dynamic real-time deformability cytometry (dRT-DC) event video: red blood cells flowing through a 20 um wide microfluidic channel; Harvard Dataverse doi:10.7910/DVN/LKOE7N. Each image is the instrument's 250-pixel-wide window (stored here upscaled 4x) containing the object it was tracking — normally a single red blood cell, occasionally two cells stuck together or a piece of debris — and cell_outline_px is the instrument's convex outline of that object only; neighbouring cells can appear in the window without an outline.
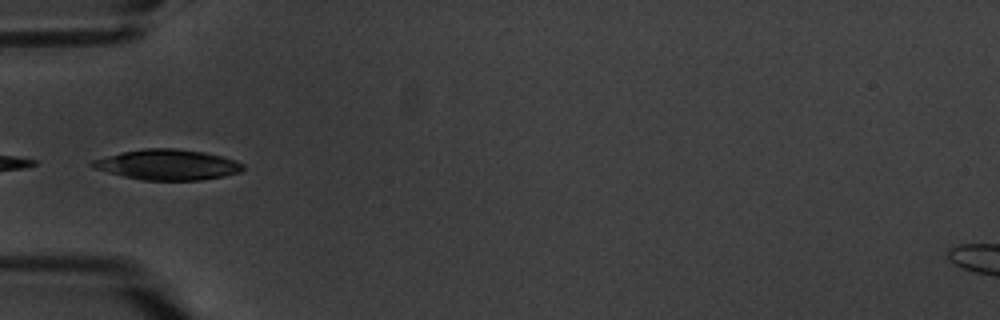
{"species": "common noctule bat (a hibernating species)", "species_latin": "Nyctalus noctula", "temperature_condition": "warm", "stored_images_in_passage": 13, "camera_frame_rate_fps": 3000, "um_per_image_px": 0.085, "animal": {"sex": "male", "body_mass_g": 20.1, "forearm_length_mm": 53.5}, "frame": {"image": 1, "passage_image": 3, "time_ms": 3.333, "image_size_px": [1000, 320], "cell_outline_px": [[244, 168], [240, 172], [224, 176], [200, 180], [140, 180], [92, 168], [88, 164], [92, 160], [120, 152], [144, 148], [176, 148], [204, 152], [224, 156], [236, 160], [244, 164]], "centroid_in_image_um": [14.24, 13.99], "position_along_channel_um": 70.8, "area_um2": 26.93}}
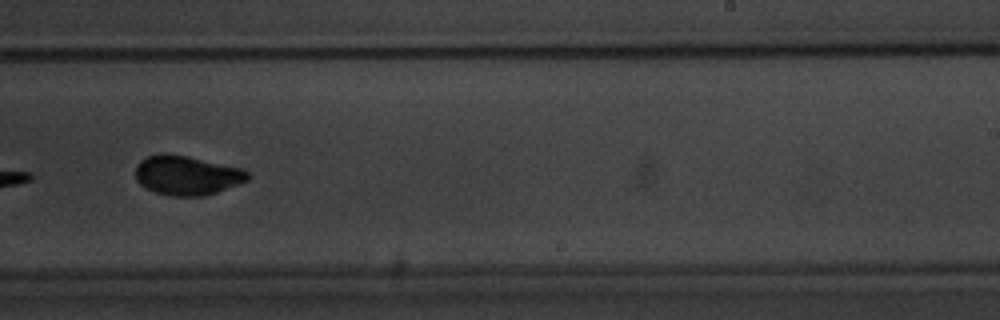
{"frame": {"image": 2, "passage_image": 8, "time_ms": 9.333, "image_size_px": [1000, 320], "cell_outline_px": [[248, 180], [216, 192], [204, 196], [172, 196], [156, 192], [140, 184], [136, 180], [136, 164], [140, 160], [148, 156], [160, 152], [164, 152], [188, 156], [244, 168], [248, 172]], "centroid_in_image_um": [15.87, 14.88], "position_along_channel_um": 273.1, "area_um2": 25.84}}
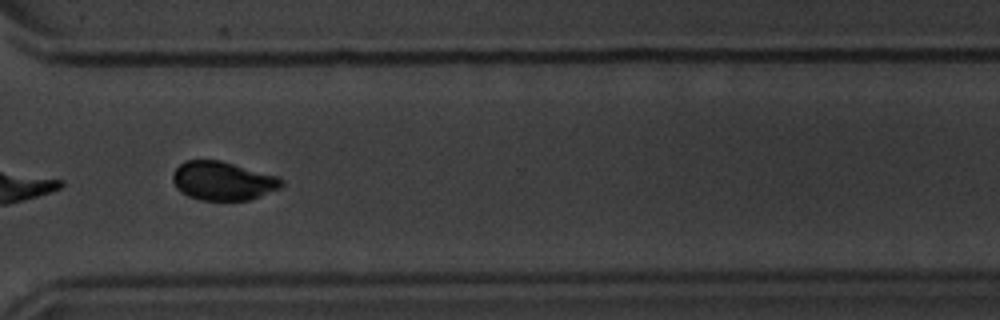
{"frame": {"image": 3, "passage_image": 10, "time_ms": 11.667, "image_size_px": [1000, 320], "cell_outline_px": [[284, 184], [280, 188], [248, 200], [200, 200], [188, 196], [180, 192], [176, 188], [172, 180], [172, 172], [184, 160], [220, 160], [280, 176], [284, 180]], "centroid_in_image_um": [18.93, 15.36], "position_along_channel_um": 351.7, "area_um2": 24.8}, "authors_computed_cell_mechanics": {"area_um2": 26.6458, "velocity_mm_per_s": 3.3658, "shape_relaxation_time_tau1_ms": 2.5578, "shape_relaxation_time_tau2_ms": 1.7102, "deformation_change_tau1": 0.12, "deformation_change_tau2": 0.0446}}